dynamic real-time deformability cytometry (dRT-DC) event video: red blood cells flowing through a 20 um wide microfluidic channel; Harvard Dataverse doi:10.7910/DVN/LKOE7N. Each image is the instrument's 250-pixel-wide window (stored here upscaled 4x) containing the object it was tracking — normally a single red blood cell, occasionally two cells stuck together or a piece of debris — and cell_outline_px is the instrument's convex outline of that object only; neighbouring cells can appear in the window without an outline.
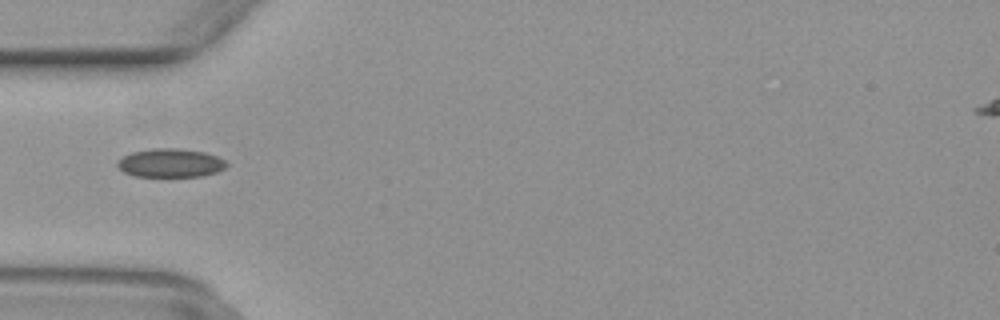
{"species": "common noctule bat (a hibernating species)", "species_latin": "Nyctalus noctula", "temperature_condition": "warm", "stored_images_in_passage": 36, "camera_frame_rate_fps": 3000, "um_per_image_px": 0.085, "animal": {"sex": "female", "body_mass_g": 29.2, "forearm_length_mm": 56.3}, "frame": {"image": 1, "passage_image": 3, "time_ms": 0.667, "image_size_px": [1000, 320], "cell_outline_px": [[228, 164], [224, 168], [216, 172], [200, 176], [136, 176], [124, 172], [116, 164], [124, 156], [132, 152], [152, 148], [176, 148], [204, 152], [216, 156], [224, 160]], "centroid_in_image_um": [14.49, 13.84], "position_along_channel_um": 70.5, "area_um2": 17.92}}
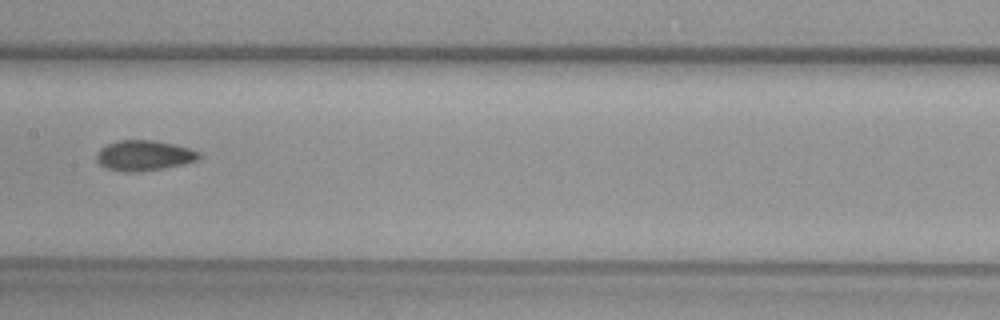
{"frame": {"image": 2, "passage_image": 12, "time_ms": 3.667, "image_size_px": [1000, 320], "cell_outline_px": [[200, 156], [196, 160], [184, 164], [136, 172], [124, 172], [104, 168], [96, 160], [96, 156], [100, 148], [108, 144], [120, 140], [152, 140], [176, 144], [200, 152]], "centroid_in_image_um": [12.21, 13.21], "position_along_channel_um": 195.2, "area_um2": 18.03}}
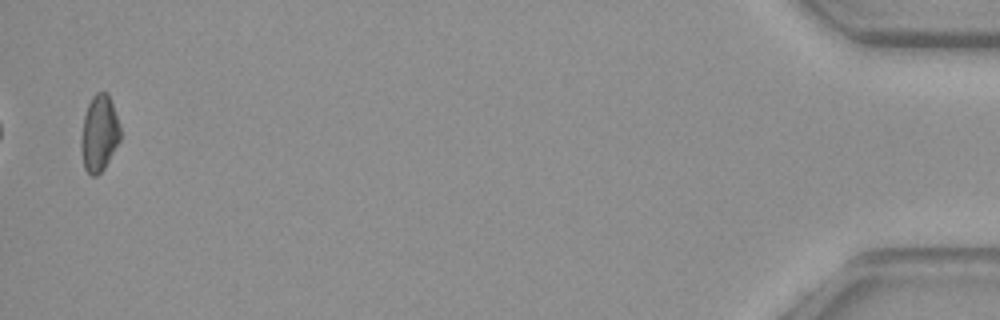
{"frame": {"image": 3, "passage_image": 36, "time_ms": 11.667, "image_size_px": [1000, 320], "cell_outline_px": [[120, 140], [104, 168], [96, 176], [92, 176], [84, 168], [80, 148], [80, 136], [84, 116], [88, 104], [92, 96], [96, 92], [104, 92], [108, 96], [112, 104], [120, 128]], "centroid_in_image_um": [8.4, 11.36], "position_along_channel_um": 426.8, "area_um2": 17.28}}